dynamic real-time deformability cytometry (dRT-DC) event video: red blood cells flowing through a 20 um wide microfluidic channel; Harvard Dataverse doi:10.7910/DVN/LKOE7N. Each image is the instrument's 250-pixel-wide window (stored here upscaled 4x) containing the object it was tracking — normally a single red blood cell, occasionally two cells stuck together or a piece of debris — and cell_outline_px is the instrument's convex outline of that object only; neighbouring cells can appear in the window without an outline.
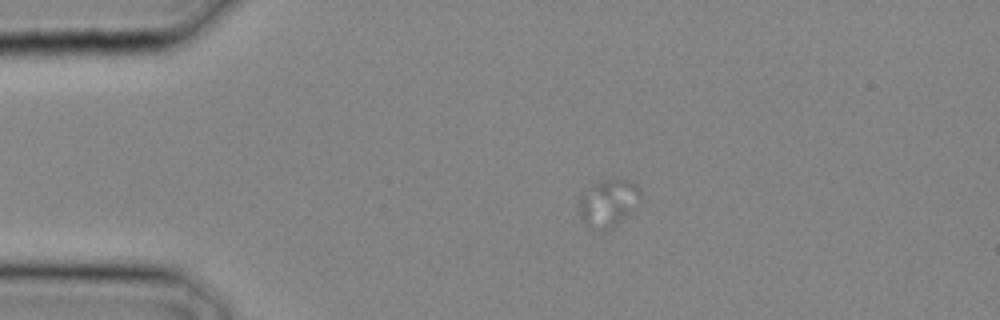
{"species": "common noctule bat (a hibernating species)", "species_latin": "Nyctalus noctula", "temperature_condition": "cold", "stored_images_in_passage": 8, "camera_frame_rate_fps": 3000, "um_per_image_px": 0.085, "animal": {"sex": "male", "body_mass_g": 20.4}, "frame": {"image": 1, "passage_image": 2, "time_ms": 0.333, "image_size_px": [1000, 320], "cell_outline_px": [[640, 192], [628, 212], [616, 224], [608, 228], [604, 228], [584, 224], [580, 216], [576, 200], [580, 192], [584, 188], [600, 180], [628, 180], [636, 184], [640, 188]], "centroid_in_image_um": [51.56, 17.17], "position_along_channel_um": 33.4, "area_um2": 16.36}}
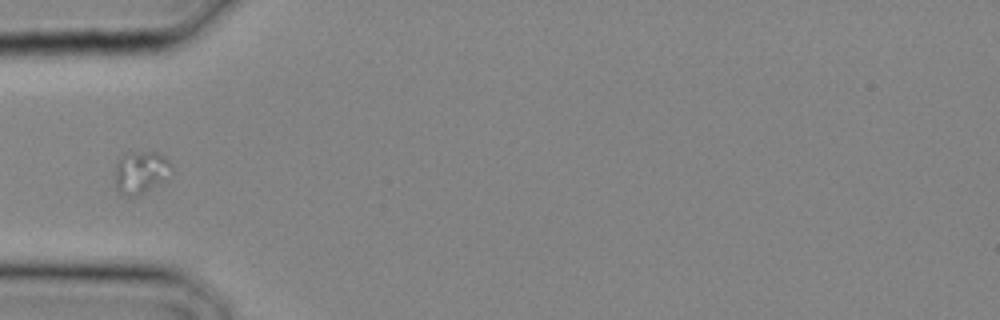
{"frame": {"image": 2, "passage_image": 6, "time_ms": 1.667, "image_size_px": [1000, 320], "cell_outline_px": [[172, 172], [136, 196], [128, 196], [120, 192], [116, 188], [116, 164], [120, 156], [124, 152], [156, 152], [164, 156], [172, 164]], "centroid_in_image_um": [11.93, 14.58], "position_along_channel_um": 73.1, "area_um2": 13.53}}